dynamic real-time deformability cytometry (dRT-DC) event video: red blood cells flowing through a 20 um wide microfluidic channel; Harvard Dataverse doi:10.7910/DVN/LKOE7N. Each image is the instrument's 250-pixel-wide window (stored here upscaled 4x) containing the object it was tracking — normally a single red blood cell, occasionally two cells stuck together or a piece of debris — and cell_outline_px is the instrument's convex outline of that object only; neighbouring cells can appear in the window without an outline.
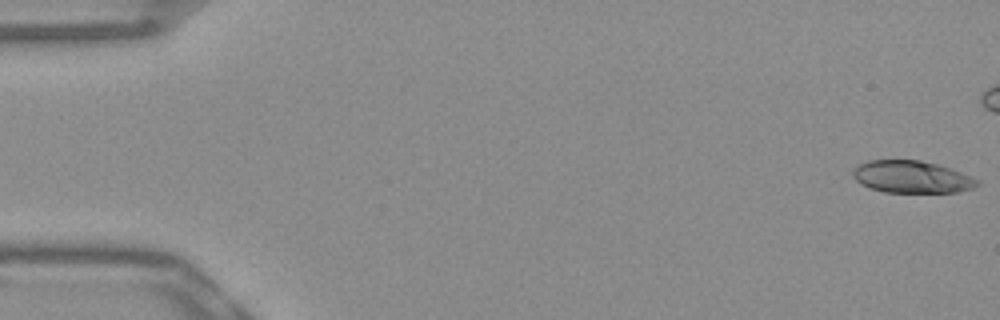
{"species": "Egyptian fruit bat (a non-hibernating species)", "species_latin": "Rousettus aegyptiacus", "temperature_condition": "warm", "stored_images_in_passage": 45, "camera_frame_rate_fps": 3000, "um_per_image_px": 0.085, "frame": {"image": 1, "passage_image": 1, "time_ms": 0.0, "image_size_px": [1000, 320], "cell_outline_px": [[980, 184], [972, 188], [956, 192], [884, 192], [868, 188], [860, 184], [852, 176], [852, 172], [860, 164], [868, 160], [920, 160], [952, 168], [980, 180]], "centroid_in_image_um": [77.5, 15.04], "position_along_channel_um": 7.5, "area_um2": 23.41}}
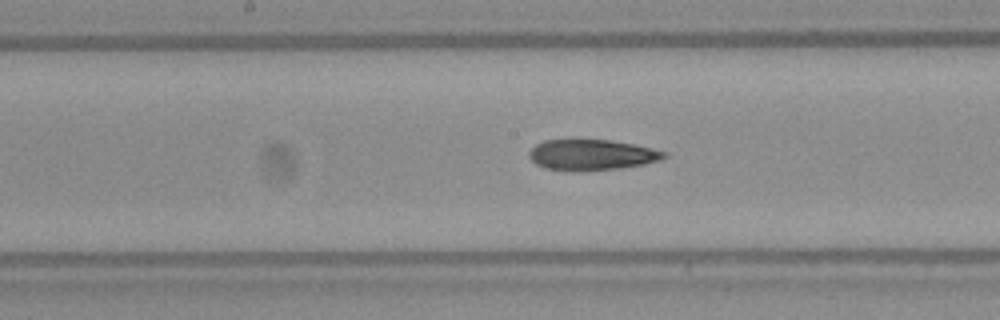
{"frame": {"image": 2, "passage_image": 27, "time_ms": 8.667, "image_size_px": [1000, 320], "cell_outline_px": [[668, 156], [660, 160], [644, 164], [620, 168], [544, 168], [536, 164], [528, 156], [528, 152], [536, 144], [544, 140], [608, 140], [632, 144], [652, 148], [668, 152]], "centroid_in_image_um": [50.34, 13.12], "position_along_channel_um": 197.9, "area_um2": 23.18}}
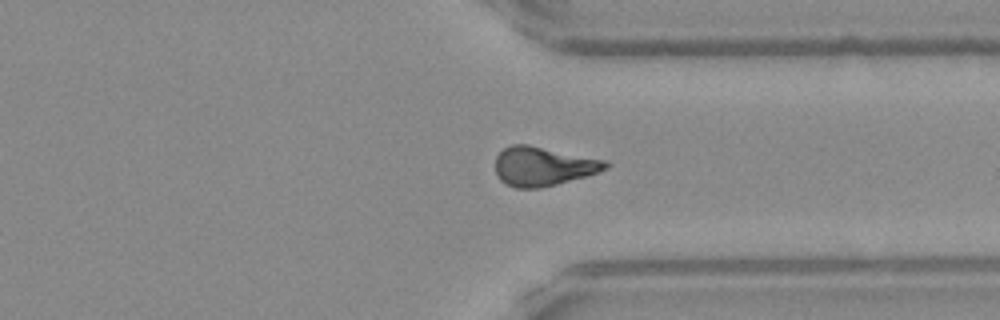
{"frame": {"image": 3, "passage_image": 40, "time_ms": 13.0, "image_size_px": [1000, 320], "cell_outline_px": [[612, 164], [608, 168], [584, 176], [556, 184], [540, 188], [516, 188], [504, 184], [496, 176], [496, 156], [504, 148], [512, 144], [528, 144], [608, 160]], "centroid_in_image_um": [46.16, 14.12], "position_along_channel_um": 365.2, "area_um2": 25.26}}